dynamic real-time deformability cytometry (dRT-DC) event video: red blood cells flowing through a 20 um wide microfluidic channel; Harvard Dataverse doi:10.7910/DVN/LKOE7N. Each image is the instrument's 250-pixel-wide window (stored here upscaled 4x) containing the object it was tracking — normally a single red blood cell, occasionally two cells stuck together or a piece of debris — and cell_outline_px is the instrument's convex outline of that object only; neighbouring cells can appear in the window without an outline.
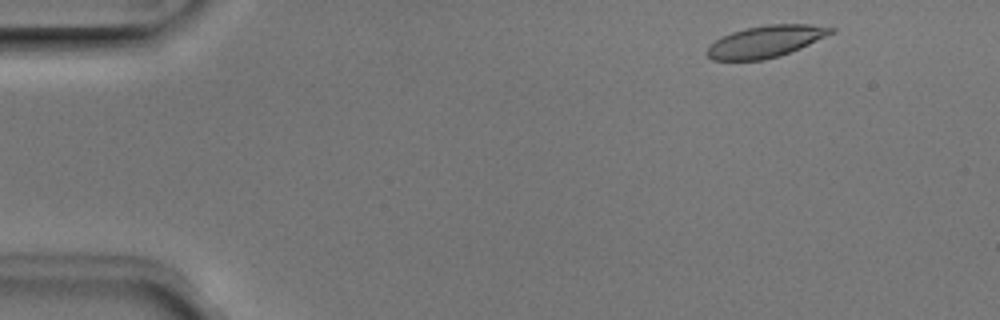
{"species": "Egyptian fruit bat (a non-hibernating species)", "species_latin": "Rousettus aegyptiacus", "temperature_condition": "room temperature", "stored_images_in_passage": 9, "camera_frame_rate_fps": 3000, "um_per_image_px": 0.085, "animal": {"sex": "male"}, "frame": {"image": 1, "passage_image": 3, "time_ms": 0.667, "image_size_px": [1000, 320], "cell_outline_px": [[836, 32], [800, 48], [780, 56], [764, 60], [712, 60], [704, 52], [716, 40], [732, 32], [744, 28], [768, 24], [812, 24], [836, 28]], "centroid_in_image_um": [65.12, 3.52], "position_along_channel_um": 19.9, "area_um2": 23.0}}